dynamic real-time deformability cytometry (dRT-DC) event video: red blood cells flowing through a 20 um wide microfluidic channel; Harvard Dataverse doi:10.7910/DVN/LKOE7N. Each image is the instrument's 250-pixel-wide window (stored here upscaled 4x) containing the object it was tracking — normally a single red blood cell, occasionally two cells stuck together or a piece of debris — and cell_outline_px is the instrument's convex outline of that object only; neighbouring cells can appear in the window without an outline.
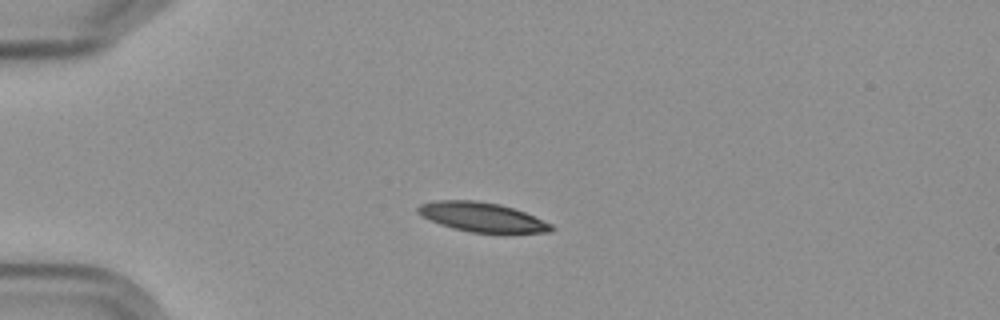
{"species": "Egyptian fruit bat (a non-hibernating species)", "species_latin": "Rousettus aegyptiacus", "temperature_condition": "cold", "stored_images_in_passage": 5, "camera_frame_rate_fps": 3000, "um_per_image_px": 0.085, "frame": {"image": 1, "passage_image": 3, "time_ms": 3.0, "image_size_px": [1000, 320], "cell_outline_px": [[552, 228], [548, 232], [472, 232], [452, 228], [440, 224], [416, 212], [416, 208], [420, 204], [436, 200], [476, 200], [500, 204], [524, 212], [552, 224]], "centroid_in_image_um": [40.92, 18.43], "position_along_channel_um": 44.1, "area_um2": 22.37}}
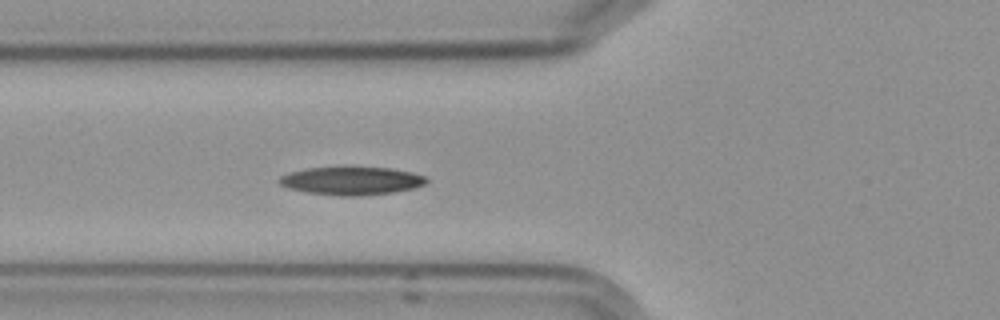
{"frame": {"image": 2, "passage_image": 5, "time_ms": 5.333, "image_size_px": [1000, 320], "cell_outline_px": [[428, 180], [424, 184], [416, 188], [392, 192], [360, 196], [340, 196], [308, 192], [288, 188], [280, 184], [276, 180], [280, 176], [288, 172], [308, 168], [392, 168], [412, 172], [424, 176]], "centroid_in_image_um": [29.86, 15.38], "position_along_channel_um": 95.9, "area_um2": 23.93}}